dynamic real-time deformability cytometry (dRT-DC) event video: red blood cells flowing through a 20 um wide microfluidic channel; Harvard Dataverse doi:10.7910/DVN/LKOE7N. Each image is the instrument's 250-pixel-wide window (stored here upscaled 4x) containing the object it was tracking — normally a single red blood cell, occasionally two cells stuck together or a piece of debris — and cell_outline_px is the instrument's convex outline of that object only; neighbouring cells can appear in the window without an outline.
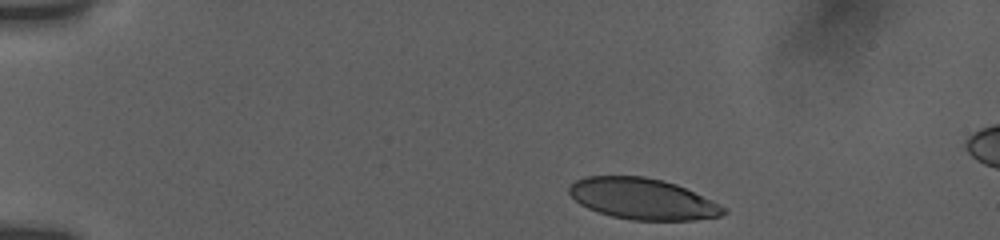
{"species": "human", "species_latin": "Homo sapiens", "temperature_condition": "room temperature", "stored_images_in_passage": 10, "camera_frame_rate_fps": 3000, "um_per_image_px": 0.085, "donor": {"sex": "female"}, "frame": {"image": 1, "passage_image": 1, "time_ms": 0.0, "image_size_px": [1000, 240], "cell_outline_px": [[728, 212], [720, 216], [692, 220], [632, 220], [612, 216], [588, 208], [580, 204], [568, 192], [568, 188], [576, 180], [584, 176], [644, 176], [664, 180], [676, 184], [712, 200], [728, 208]], "centroid_in_image_um": [54.64, 16.9], "position_along_channel_um": 30.4, "area_um2": 36.93}}
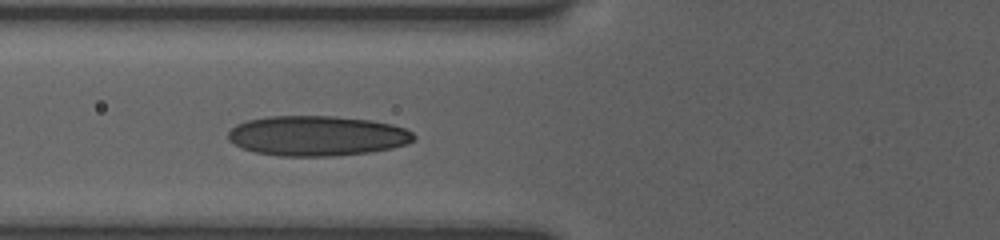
{"frame": {"image": 2, "passage_image": 8, "time_ms": 4.0, "image_size_px": [1000, 240], "cell_outline_px": [[416, 140], [408, 144], [392, 148], [372, 152], [332, 156], [280, 156], [256, 152], [240, 148], [228, 140], [228, 132], [236, 124], [248, 120], [268, 116], [336, 116], [372, 120], [392, 124], [404, 128], [412, 132], [416, 136]], "centroid_in_image_um": [26.97, 11.54], "position_along_channel_um": 98.8, "area_um2": 43.75}}
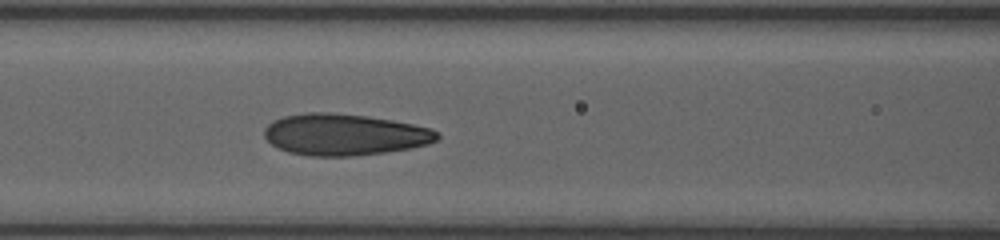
{"frame": {"image": 3, "passage_image": 10, "time_ms": 5.0, "image_size_px": [1000, 240], "cell_outline_px": [[440, 136], [436, 140], [428, 144], [412, 148], [384, 152], [352, 156], [308, 156], [288, 152], [272, 144], [264, 136], [264, 128], [272, 120], [284, 116], [304, 112], [332, 112], [368, 116], [392, 120], [432, 128]], "centroid_in_image_um": [29.26, 11.43], "position_along_channel_um": 137.3, "area_um2": 41.96}}